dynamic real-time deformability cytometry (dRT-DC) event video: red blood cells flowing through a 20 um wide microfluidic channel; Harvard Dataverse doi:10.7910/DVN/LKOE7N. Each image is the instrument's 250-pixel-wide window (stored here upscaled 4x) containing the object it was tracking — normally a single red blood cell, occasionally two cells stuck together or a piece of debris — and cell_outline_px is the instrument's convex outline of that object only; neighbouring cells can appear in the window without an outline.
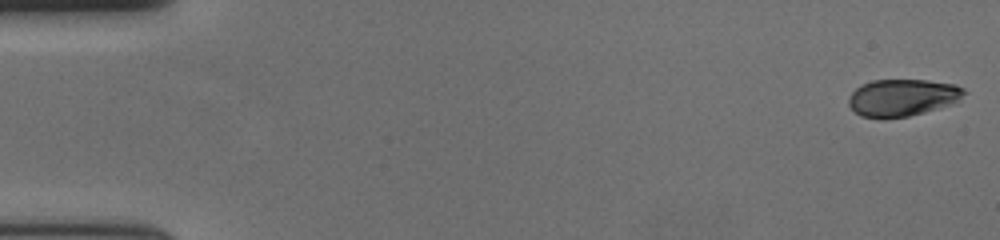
{"species": "human", "species_latin": "Homo sapiens", "temperature_condition": "cold", "stored_images_in_passage": 58, "camera_frame_rate_fps": 3000, "um_per_image_px": 0.085, "donor": {"sex": "female"}, "frame": {"image": 1, "passage_image": 1, "time_ms": 0.0, "image_size_px": [1000, 240], "cell_outline_px": [[968, 92], [952, 104], [940, 108], [908, 116], [884, 120], [880, 120], [860, 116], [848, 104], [848, 96], [860, 84], [872, 80], [928, 80], [956, 84], [964, 88]], "centroid_in_image_um": [76.69, 8.31], "position_along_channel_um": 8.3, "area_um2": 25.49}}
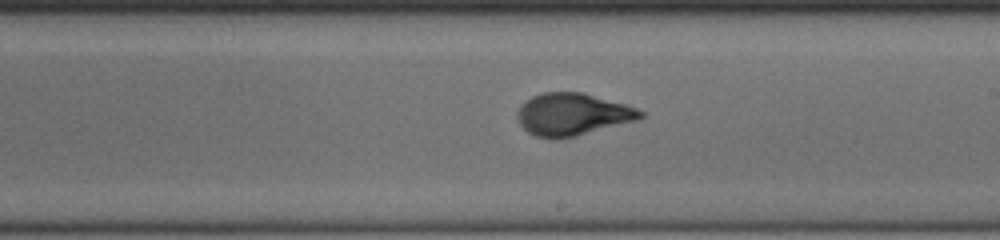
{"frame": {"image": 2, "passage_image": 34, "time_ms": 11.0, "image_size_px": [1000, 240], "cell_outline_px": [[644, 116], [636, 120], [576, 136], [536, 136], [528, 132], [520, 124], [516, 116], [516, 112], [532, 96], [544, 92], [584, 92], [624, 104], [636, 108], [644, 112]], "centroid_in_image_um": [48.68, 9.69], "position_along_channel_um": 240.3, "area_um2": 29.59}}
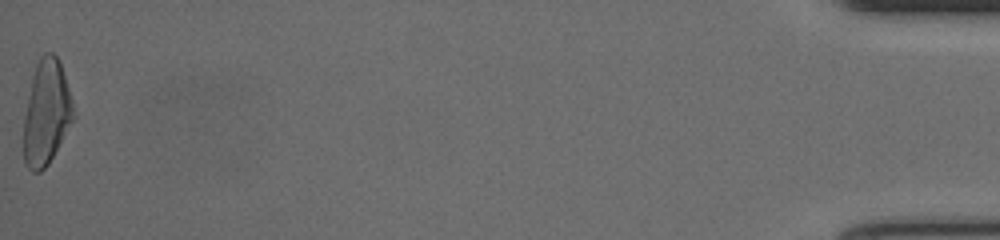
{"frame": {"image": 3, "passage_image": 58, "time_ms": 19.0, "image_size_px": [1000, 240], "cell_outline_px": [[76, 116], [48, 164], [40, 172], [32, 172], [28, 168], [24, 160], [24, 116], [32, 76], [36, 64], [40, 56], [44, 52], [52, 52], [56, 56], [60, 64], [72, 100]], "centroid_in_image_um": [3.94, 9.58], "position_along_channel_um": 431.3, "area_um2": 30.23}, "authors_computed_cell_mechanics": {"area_um2": 28.9289, "velocity_mm_per_s": 3.6572, "shape_relaxation_time_tau1_ms": 4.4495, "shape_relaxation_time_tau2_ms": null, "deformation_change_tau1": 0.1748, "deformation_change_tau2": null}}